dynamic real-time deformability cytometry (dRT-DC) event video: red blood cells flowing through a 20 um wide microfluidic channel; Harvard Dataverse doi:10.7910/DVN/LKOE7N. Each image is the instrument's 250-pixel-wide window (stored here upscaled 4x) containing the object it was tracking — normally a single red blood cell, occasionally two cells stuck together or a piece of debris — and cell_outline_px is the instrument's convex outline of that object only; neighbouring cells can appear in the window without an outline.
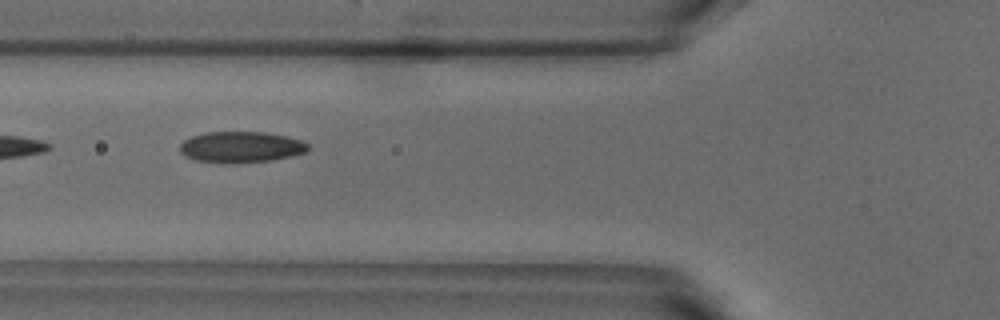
{"species": "common noctule bat (a hibernating species)", "species_latin": "Nyctalus noctula", "temperature_condition": "warm", "stored_images_in_passage": 4, "camera_frame_rate_fps": 3000, "um_per_image_px": 0.085, "animal": {"sex": "male", "body_mass_g": 18.8}, "frame": {"image": 1, "passage_image": 2, "time_ms": 0.333, "image_size_px": [1000, 320], "cell_outline_px": [[308, 148], [304, 152], [292, 156], [272, 160], [228, 164], [224, 164], [196, 160], [184, 156], [180, 152], [180, 144], [184, 140], [192, 136], [204, 132], [264, 132], [284, 136], [300, 140], [308, 144]], "centroid_in_image_um": [20.43, 12.51], "position_along_channel_um": 105.4, "area_um2": 23.24}}
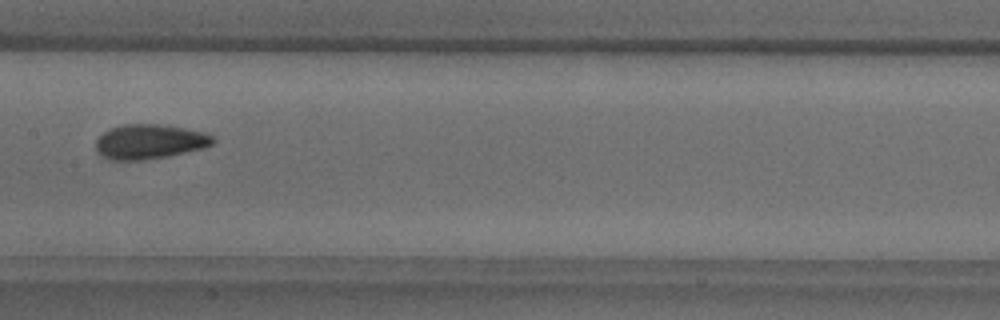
{"frame": {"image": 2, "passage_image": 4, "time_ms": 1.0, "image_size_px": [1000, 320], "cell_outline_px": [[216, 140], [212, 144], [204, 148], [168, 156], [140, 160], [112, 160], [100, 156], [96, 152], [96, 140], [104, 132], [112, 128], [124, 124], [160, 124], [184, 128], [204, 132], [212, 136]], "centroid_in_image_um": [12.7, 12.04], "position_along_channel_um": 194.7, "area_um2": 23.64}}